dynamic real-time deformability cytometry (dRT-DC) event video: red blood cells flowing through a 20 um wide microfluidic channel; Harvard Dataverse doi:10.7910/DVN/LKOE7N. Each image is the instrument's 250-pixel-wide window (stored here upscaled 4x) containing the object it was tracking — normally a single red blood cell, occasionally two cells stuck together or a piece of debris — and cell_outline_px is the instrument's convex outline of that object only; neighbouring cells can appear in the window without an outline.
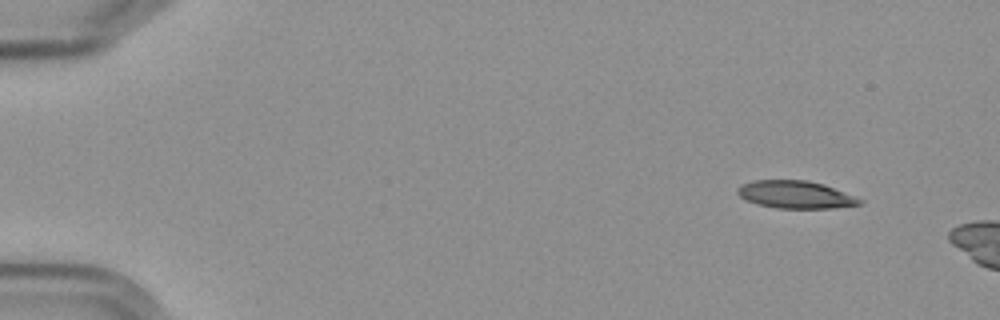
{"species": "Egyptian fruit bat (a non-hibernating species)", "species_latin": "Rousettus aegyptiacus", "temperature_condition": "cold", "stored_images_in_passage": 4, "camera_frame_rate_fps": 3000, "um_per_image_px": 0.085, "frame": {"image": 1, "passage_image": 1, "time_ms": 0.0, "image_size_px": [1000, 320], "cell_outline_px": [[864, 200], [860, 204], [832, 208], [776, 208], [756, 204], [744, 200], [736, 192], [736, 188], [752, 180], [808, 180], [824, 184]], "centroid_in_image_um": [67.58, 16.54], "position_along_channel_um": 17.4, "area_um2": 19.65}}
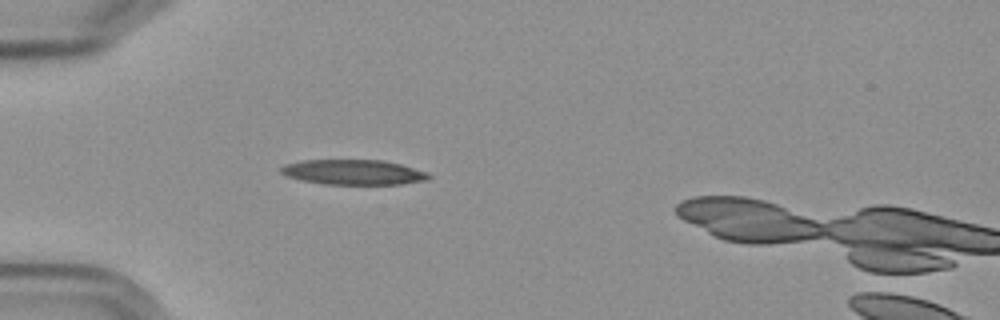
{"frame": {"image": 2, "passage_image": 4, "time_ms": 4.0, "image_size_px": [1000, 320], "cell_outline_px": [[432, 176], [428, 180], [400, 184], [324, 184], [304, 180], [288, 176], [280, 172], [280, 168], [284, 164], [304, 160], [380, 160], [400, 164], [424, 172]], "centroid_in_image_um": [30.02, 14.63], "position_along_channel_um": 55.0, "area_um2": 21.27}}